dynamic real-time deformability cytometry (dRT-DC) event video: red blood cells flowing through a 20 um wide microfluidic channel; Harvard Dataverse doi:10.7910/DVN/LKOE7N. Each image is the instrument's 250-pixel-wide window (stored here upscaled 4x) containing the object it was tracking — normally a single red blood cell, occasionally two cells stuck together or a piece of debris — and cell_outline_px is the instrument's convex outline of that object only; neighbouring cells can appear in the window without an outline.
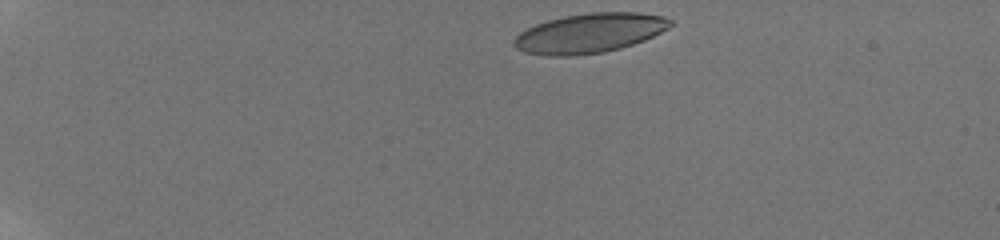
{"species": "human", "species_latin": "Homo sapiens", "temperature_condition": "room temperature", "stored_images_in_passage": 45, "camera_frame_rate_fps": 3000, "um_per_image_px": 0.085, "donor": {"sex": "male"}, "frame": {"image": 1, "passage_image": 1, "time_ms": 0.0, "image_size_px": [1000, 240], "cell_outline_px": [[672, 24], [668, 28], [644, 40], [620, 48], [604, 52], [572, 56], [548, 56], [524, 52], [516, 48], [512, 44], [512, 40], [520, 32], [536, 24], [548, 20], [564, 16], [592, 12], [640, 12], [664, 16], [672, 20]], "centroid_in_image_um": [50.1, 2.81], "position_along_channel_um": 34.9, "area_um2": 36.07}}
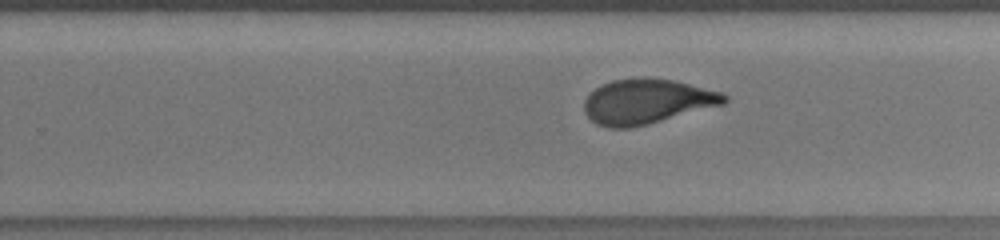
{"frame": {"image": 2, "passage_image": 28, "time_ms": 9.0, "image_size_px": [1000, 240], "cell_outline_px": [[728, 100], [724, 104], [648, 124], [632, 128], [608, 128], [596, 124], [584, 112], [584, 100], [600, 84], [612, 80], [636, 76], [644, 76], [672, 80], [720, 92], [728, 96]], "centroid_in_image_um": [54.95, 8.62], "position_along_channel_um": 274.9, "area_um2": 36.76}}
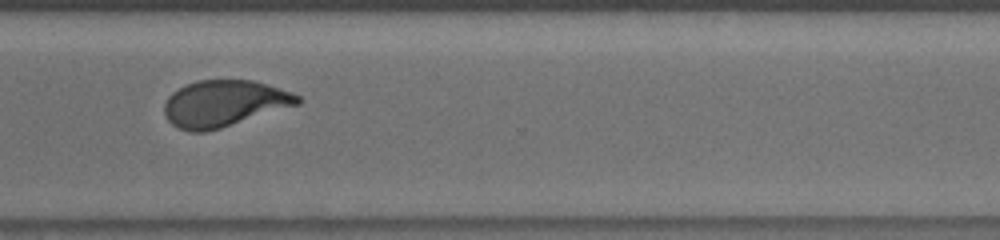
{"frame": {"image": 3, "passage_image": 34, "time_ms": 11.0, "image_size_px": [1000, 240], "cell_outline_px": [[304, 100], [300, 104], [208, 132], [188, 132], [172, 124], [168, 120], [164, 112], [164, 104], [168, 96], [172, 92], [184, 84], [196, 80], [252, 80], [292, 92], [300, 96]], "centroid_in_image_um": [19.04, 8.8], "position_along_channel_um": 351.6, "area_um2": 36.3}, "authors_computed_cell_mechanics": {"area_um2": 36.5296, "velocity_mm_per_s": 3.8273, "shape_relaxation_time_tau1_ms": 4.2748, "shape_relaxation_time_tau2_ms": 0.9594, "deformation_change_tau1": 0.1774, "deformation_change_tau2": 0.0546}}